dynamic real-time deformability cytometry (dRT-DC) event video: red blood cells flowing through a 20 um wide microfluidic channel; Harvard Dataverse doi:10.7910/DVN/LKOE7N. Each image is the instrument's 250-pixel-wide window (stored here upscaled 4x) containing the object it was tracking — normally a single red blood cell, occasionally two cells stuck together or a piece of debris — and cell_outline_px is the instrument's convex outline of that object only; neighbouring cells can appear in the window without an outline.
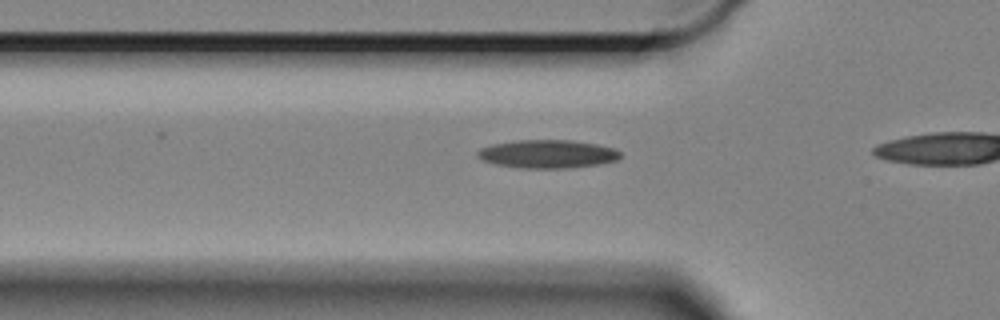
{"species": "Egyptian fruit bat (a non-hibernating species)", "species_latin": "Rousettus aegyptiacus", "temperature_condition": "cold", "stored_images_in_passage": 19, "camera_frame_rate_fps": 3000, "um_per_image_px": 0.085, "animal": {"sex": "female"}, "frame": {"image": 1, "passage_image": 13, "time_ms": 4.0, "image_size_px": [1000, 320], "cell_outline_px": [[620, 156], [616, 160], [600, 164], [572, 168], [516, 168], [496, 164], [484, 160], [476, 156], [476, 152], [480, 148], [492, 144], [516, 140], [572, 140], [596, 144], [616, 148], [620, 152]], "centroid_in_image_um": [46.53, 13.09], "position_along_channel_um": 79.3, "area_um2": 23.7}}
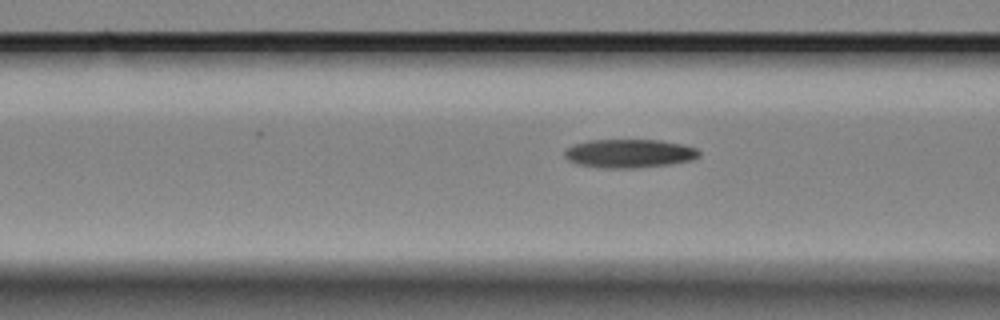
{"frame": {"image": 2, "passage_image": 16, "time_ms": 5.0, "image_size_px": [1000, 320], "cell_outline_px": [[700, 156], [692, 160], [668, 164], [636, 168], [600, 168], [576, 164], [568, 160], [564, 156], [564, 148], [572, 144], [588, 140], [660, 140], [684, 144], [696, 148], [700, 152]], "centroid_in_image_um": [53.45, 13.04], "position_along_channel_um": 113.2, "area_um2": 22.72}}